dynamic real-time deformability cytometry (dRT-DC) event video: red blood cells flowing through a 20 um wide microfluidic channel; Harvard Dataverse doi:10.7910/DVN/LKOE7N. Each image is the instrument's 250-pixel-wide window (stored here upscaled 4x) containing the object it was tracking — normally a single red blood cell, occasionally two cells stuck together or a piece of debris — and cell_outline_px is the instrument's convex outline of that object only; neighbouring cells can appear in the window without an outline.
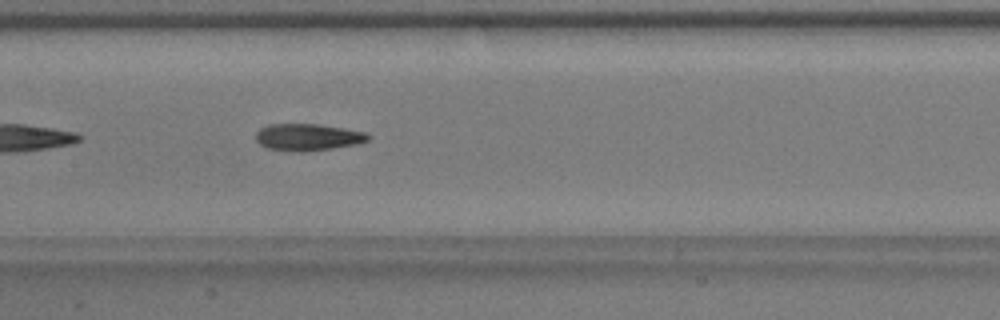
{"species": "common noctule bat (a hibernating species)", "species_latin": "Nyctalus noctula", "temperature_condition": "warm", "stored_images_in_passage": 37, "camera_frame_rate_fps": 3000, "um_per_image_px": 0.085, "animal": {"sex": "male", "body_mass_g": 17.9}, "frame": {"image": 1, "passage_image": 11, "time_ms": 3.333, "image_size_px": [1000, 320], "cell_outline_px": [[372, 136], [368, 140], [356, 144], [332, 148], [304, 152], [300, 152], [268, 148], [260, 144], [256, 140], [256, 132], [260, 128], [268, 124], [320, 124], [344, 128], [364, 132]], "centroid_in_image_um": [26.16, 11.65], "position_along_channel_um": 181.2, "area_um2": 17.57}}
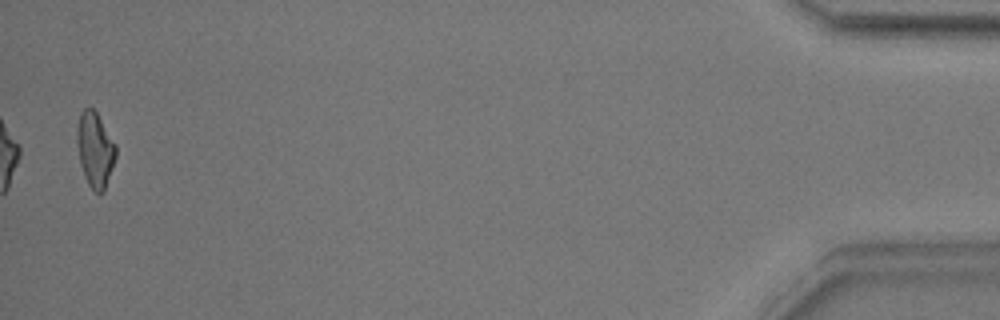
{"frame": {"image": 2, "passage_image": 37, "time_ms": 12.0, "image_size_px": [1000, 320], "cell_outline_px": [[116, 156], [104, 192], [96, 192], [88, 184], [84, 176], [80, 164], [76, 140], [76, 128], [80, 112], [84, 108], [92, 108], [96, 112], [116, 144]], "centroid_in_image_um": [8.06, 12.7], "position_along_channel_um": 427.1, "area_um2": 16.99}, "authors_computed_cell_mechanics": {"area_um2": 17.2822, "velocity_mm_per_s": 3.8521, "shape_relaxation_time_tau1_ms": null, "shape_relaxation_time_tau2_ms": 4.0377, "deformation_change_tau1": null, "deformation_change_tau2": 0.1353}}